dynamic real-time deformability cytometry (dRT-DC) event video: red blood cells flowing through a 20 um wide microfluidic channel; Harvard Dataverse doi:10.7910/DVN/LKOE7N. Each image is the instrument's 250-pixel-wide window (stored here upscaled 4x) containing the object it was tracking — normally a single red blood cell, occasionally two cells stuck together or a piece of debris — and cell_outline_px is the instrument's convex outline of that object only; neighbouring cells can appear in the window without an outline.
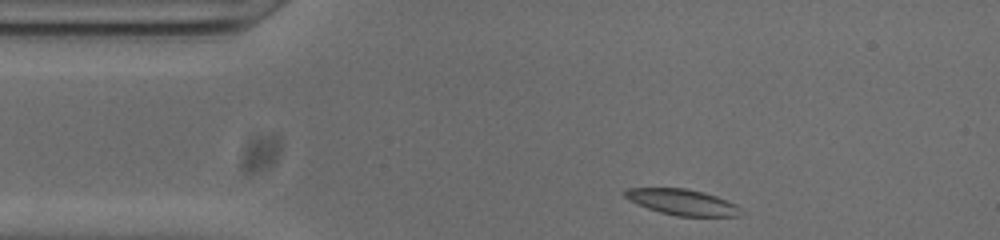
{"species": "common noctule bat (a hibernating species)", "species_latin": "Nyctalus noctula", "temperature_condition": "cold", "stored_images_in_passage": 8, "camera_frame_rate_fps": 3000, "um_per_image_px": 0.085, "animal": {"sex": "male", "body_mass_g": 20.0, "forearm_length_mm": 53.3}, "frame": {"image": 1, "passage_image": 1, "time_ms": 0.0, "image_size_px": [1000, 240], "cell_outline_px": [[740, 208], [736, 216], [676, 216], [660, 212], [636, 204], [628, 200], [624, 196], [624, 192], [628, 188], [684, 188], [704, 192], [716, 196], [736, 204]], "centroid_in_image_um": [57.94, 17.17], "position_along_channel_um": 27.1, "area_um2": 17.28}}
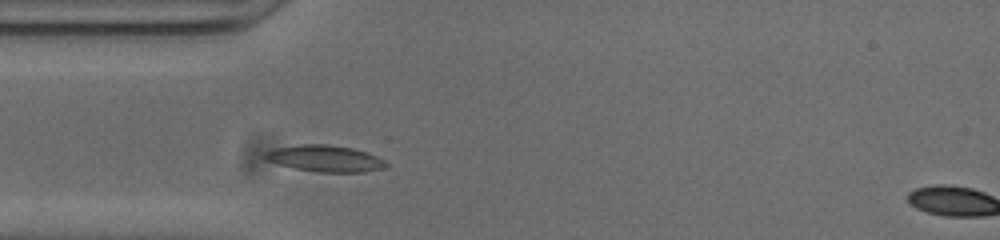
{"frame": {"image": 2, "passage_image": 7, "time_ms": 2.0, "image_size_px": [1000, 240], "cell_outline_px": [[388, 164], [384, 168], [364, 172], [316, 172], [296, 168], [280, 164], [268, 160], [264, 156], [264, 152], [276, 148], [300, 144], [328, 144], [352, 148], [376, 156], [384, 160]], "centroid_in_image_um": [27.64, 13.47], "position_along_channel_um": 57.4, "area_um2": 18.44}}